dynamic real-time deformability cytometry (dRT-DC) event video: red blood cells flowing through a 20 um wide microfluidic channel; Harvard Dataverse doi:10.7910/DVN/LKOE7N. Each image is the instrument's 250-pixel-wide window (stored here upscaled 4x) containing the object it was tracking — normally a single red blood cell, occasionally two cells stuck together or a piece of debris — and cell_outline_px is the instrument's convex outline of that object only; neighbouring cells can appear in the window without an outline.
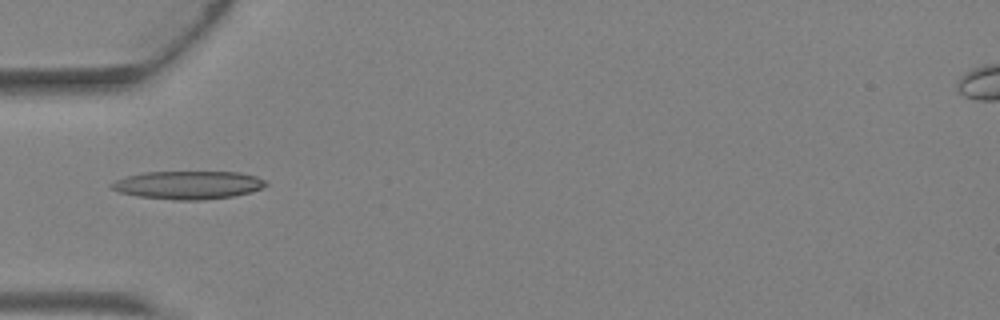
{"species": "Egyptian fruit bat (a non-hibernating species)", "species_latin": "Rousettus aegyptiacus", "temperature_condition": "warm", "stored_images_in_passage": 4, "camera_frame_rate_fps": 3000, "um_per_image_px": 0.085, "animal": {"sex": "female"}, "frame": {"image": 1, "passage_image": 4, "time_ms": 1.0, "image_size_px": [1000, 320], "cell_outline_px": [[268, 184], [252, 192], [232, 196], [204, 200], [176, 200], [136, 196], [120, 192], [112, 188], [108, 184], [124, 176], [144, 172], [240, 172], [256, 176], [264, 180]], "centroid_in_image_um": [15.97, 15.72], "position_along_channel_um": 69.0, "area_um2": 25.37}}